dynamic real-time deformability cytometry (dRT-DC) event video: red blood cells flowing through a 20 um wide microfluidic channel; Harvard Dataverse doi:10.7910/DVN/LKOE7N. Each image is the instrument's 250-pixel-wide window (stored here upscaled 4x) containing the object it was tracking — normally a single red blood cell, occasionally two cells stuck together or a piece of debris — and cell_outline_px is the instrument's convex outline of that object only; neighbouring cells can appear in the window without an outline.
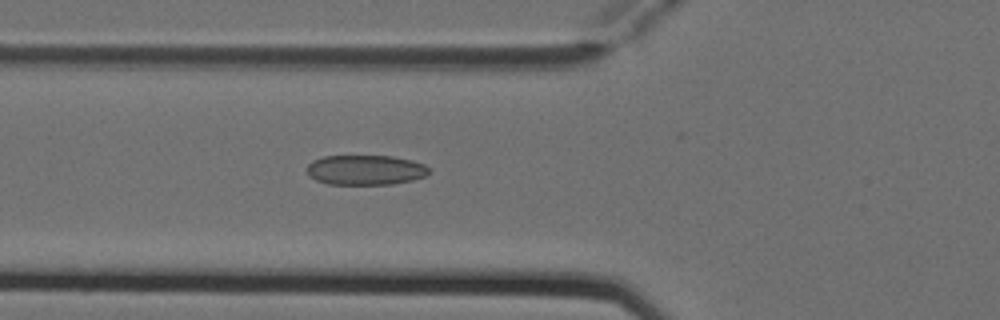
{"species": "Egyptian fruit bat (a non-hibernating species)", "species_latin": "Rousettus aegyptiacus", "temperature_condition": "cold", "stored_images_in_passage": 2, "camera_frame_rate_fps": 3000, "um_per_image_px": 0.085, "animal": {"sex": "female"}, "frame": {"image": 1, "passage_image": 2, "time_ms": 0.333, "image_size_px": [1000, 320], "cell_outline_px": [[428, 172], [424, 176], [412, 180], [392, 184], [328, 184], [316, 180], [308, 176], [308, 164], [312, 160], [324, 156], [392, 156], [412, 160], [424, 164], [428, 168]], "centroid_in_image_um": [31.04, 14.44], "position_along_channel_um": 94.8, "area_um2": 21.21}}